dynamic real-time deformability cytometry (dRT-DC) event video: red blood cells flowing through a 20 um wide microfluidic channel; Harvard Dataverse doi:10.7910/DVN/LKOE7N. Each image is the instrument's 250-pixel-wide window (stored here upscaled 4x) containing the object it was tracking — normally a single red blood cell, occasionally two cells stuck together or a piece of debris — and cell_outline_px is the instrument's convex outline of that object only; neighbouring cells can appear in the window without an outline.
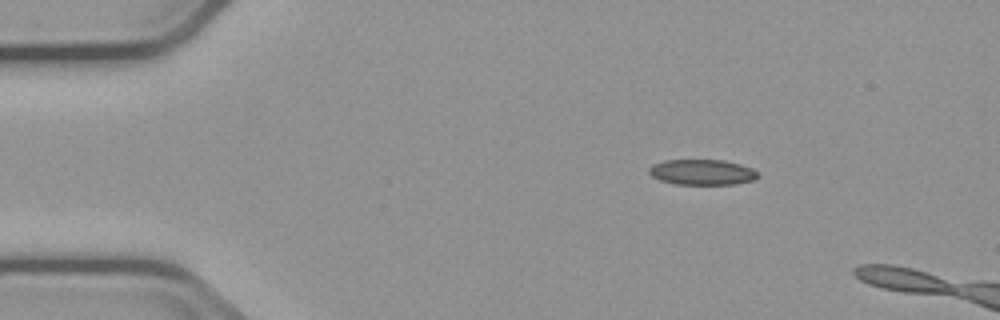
{"species": "common noctule bat (a hibernating species)", "species_latin": "Nyctalus noctula", "temperature_condition": "cold", "stored_images_in_passage": 3, "camera_frame_rate_fps": 3000, "um_per_image_px": 0.085, "animal": {"sex": "male", "body_mass_g": 23.1, "forearm_length_mm": 52.7}, "frame": {"image": 1, "passage_image": 1, "time_ms": 0.0, "image_size_px": [1000, 320], "cell_outline_px": [[760, 176], [752, 180], [732, 184], [676, 184], [660, 180], [652, 176], [648, 172], [648, 168], [652, 164], [664, 160], [724, 160], [740, 164], [752, 168]], "centroid_in_image_um": [59.65, 14.62], "position_along_channel_um": 25.4, "area_um2": 16.13}}